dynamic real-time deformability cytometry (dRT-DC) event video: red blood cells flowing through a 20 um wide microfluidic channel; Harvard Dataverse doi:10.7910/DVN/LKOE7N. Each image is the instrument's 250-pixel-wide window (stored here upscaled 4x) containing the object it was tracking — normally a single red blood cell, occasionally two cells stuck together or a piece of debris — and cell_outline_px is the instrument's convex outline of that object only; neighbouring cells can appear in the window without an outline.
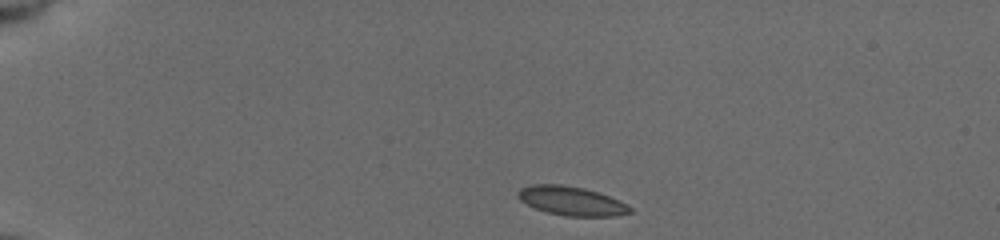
{"species": "common noctule bat (a hibernating species)", "species_latin": "Nyctalus noctula", "temperature_condition": "cold", "stored_images_in_passage": 44, "camera_frame_rate_fps": 3000, "um_per_image_px": 0.085, "animal": {"sex": "female", "body_mass_g": 19.5, "forearm_length_mm": 54.1}, "frame": {"image": 1, "passage_image": 1, "time_ms": 0.0, "image_size_px": [1000, 240], "cell_outline_px": [[632, 212], [616, 216], [564, 216], [548, 212], [536, 208], [520, 200], [516, 196], [516, 192], [520, 188], [532, 184], [560, 184], [584, 188], [620, 200], [628, 204], [632, 208]], "centroid_in_image_um": [48.57, 17.07], "position_along_channel_um": 36.4, "area_um2": 18.96}}
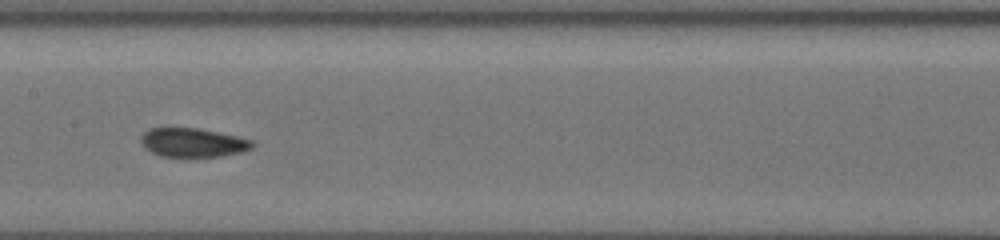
{"frame": {"image": 2, "passage_image": 19, "time_ms": 6.0, "image_size_px": [1000, 240], "cell_outline_px": [[256, 144], [252, 148], [240, 152], [220, 156], [160, 156], [144, 148], [140, 140], [140, 136], [148, 128], [196, 128], [236, 136], [252, 140]], "centroid_in_image_um": [16.36, 12.11], "position_along_channel_um": 191.0, "area_um2": 18.61}}
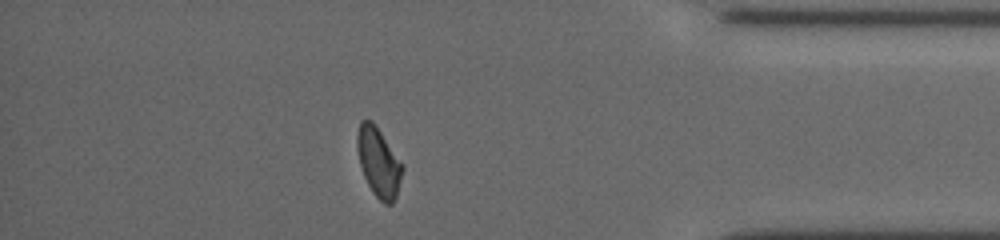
{"frame": {"image": 3, "passage_image": 38, "time_ms": 12.333, "image_size_px": [1000, 240], "cell_outline_px": [[404, 168], [396, 196], [392, 204], [384, 204], [372, 192], [364, 176], [360, 164], [356, 148], [356, 136], [360, 120], [372, 120], [376, 124], [404, 164]], "centroid_in_image_um": [32.19, 13.75], "position_along_channel_um": 403.0, "area_um2": 18.55}, "authors_computed_cell_mechanics": {"area_um2": 18.5827, "velocity_mm_per_s": 3.7407, "shape_relaxation_time_tau1_ms": 4.0156, "shape_relaxation_time_tau2_ms": 0.9239, "deformation_change_tau1": 0.1117, "deformation_change_tau2": 0.0598}}